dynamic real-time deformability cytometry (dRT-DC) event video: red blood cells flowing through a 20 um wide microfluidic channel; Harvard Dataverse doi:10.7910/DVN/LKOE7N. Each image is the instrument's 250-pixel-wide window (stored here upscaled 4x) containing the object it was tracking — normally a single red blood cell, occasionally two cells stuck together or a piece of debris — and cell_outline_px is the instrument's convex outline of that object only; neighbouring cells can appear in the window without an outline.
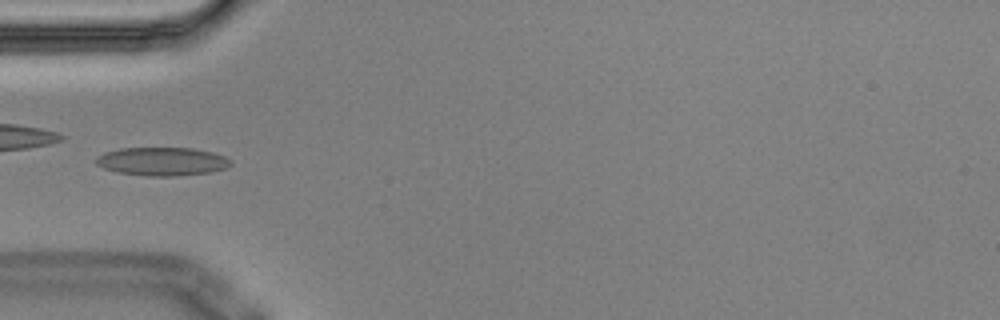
{"species": "Egyptian fruit bat (a non-hibernating species)", "species_latin": "Rousettus aegyptiacus", "temperature_condition": "cold", "stored_images_in_passage": 6, "camera_frame_rate_fps": 3000, "um_per_image_px": 0.085, "animal": {"sex": "male"}, "frame": {"image": 1, "passage_image": 6, "time_ms": 1.667, "image_size_px": [1000, 320], "cell_outline_px": [[232, 164], [224, 168], [208, 172], [176, 176], [148, 176], [116, 172], [104, 168], [96, 164], [96, 160], [104, 152], [120, 148], [192, 148], [212, 152], [224, 156], [232, 160]], "centroid_in_image_um": [13.78, 13.72], "position_along_channel_um": 71.2, "area_um2": 22.14}}